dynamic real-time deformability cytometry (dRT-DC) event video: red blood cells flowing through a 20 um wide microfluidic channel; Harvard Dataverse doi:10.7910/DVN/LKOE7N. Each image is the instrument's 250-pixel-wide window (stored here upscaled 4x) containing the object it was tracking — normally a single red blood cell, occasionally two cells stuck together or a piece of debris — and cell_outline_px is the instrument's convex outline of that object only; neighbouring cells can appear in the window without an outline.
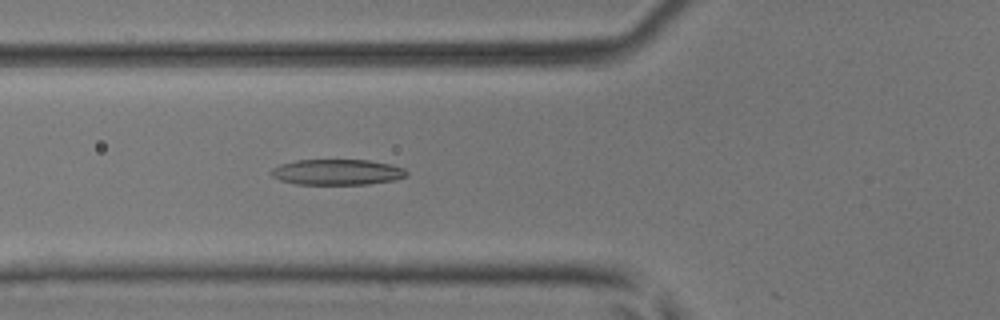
{"species": "common noctule bat (a hibernating species)", "species_latin": "Nyctalus noctula", "temperature_condition": "room temperature", "stored_images_in_passage": 38, "camera_frame_rate_fps": 3000, "um_per_image_px": 0.085, "animal": {"sex": "male", "body_mass_g": 17.9, "forearm_length_mm": 54.2}, "frame": {"image": 1, "passage_image": 7, "time_ms": 2.0, "image_size_px": [1000, 320], "cell_outline_px": [[408, 176], [396, 180], [368, 184], [296, 184], [280, 180], [272, 176], [272, 168], [280, 164], [296, 160], [368, 160], [392, 164], [404, 168], [408, 172]], "centroid_in_image_um": [28.71, 14.63], "position_along_channel_um": 97.1, "area_um2": 20.35}}
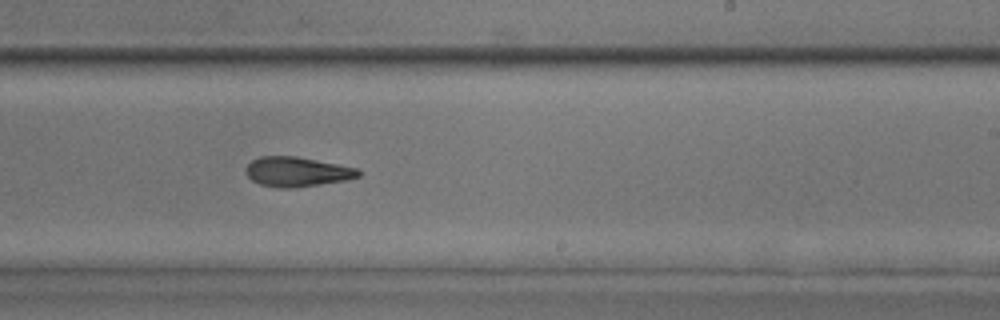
{"frame": {"image": 2, "passage_image": 19, "time_ms": 6.0, "image_size_px": [1000, 320], "cell_outline_px": [[360, 176], [348, 180], [292, 188], [276, 188], [260, 184], [252, 180], [244, 172], [244, 168], [252, 160], [260, 156], [296, 156], [356, 168], [360, 172]], "centroid_in_image_um": [25.2, 14.6], "position_along_channel_um": 263.8, "area_um2": 19.48}}
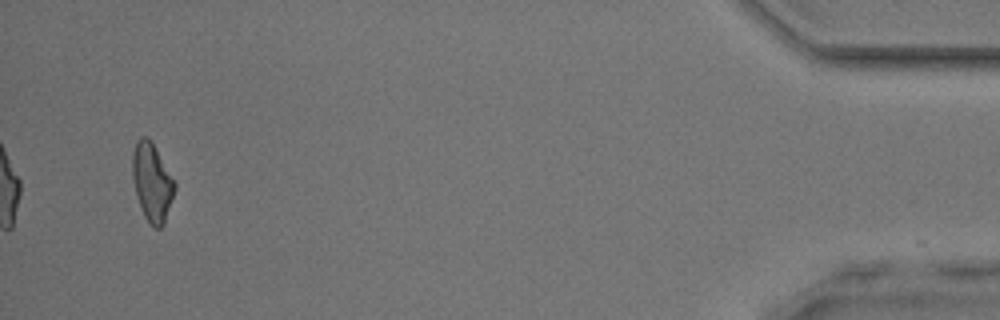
{"frame": {"image": 3, "passage_image": 36, "time_ms": 11.667, "image_size_px": [1000, 320], "cell_outline_px": [[176, 188], [164, 224], [160, 228], [156, 228], [148, 224], [144, 216], [136, 192], [132, 176], [132, 152], [136, 140], [140, 136], [148, 136], [152, 140], [176, 180]], "centroid_in_image_um": [12.94, 15.43], "position_along_channel_um": 422.3, "area_um2": 19.71}, "authors_computed_cell_mechanics": {"area_um2": 19.4497, "velocity_mm_per_s": 4.1744, "shape_relaxation_time_tau1_ms": 4.692, "shape_relaxation_time_tau2_ms": 4.9439, "deformation_change_tau1": 0.1719, "deformation_change_tau2": 0.1615}}